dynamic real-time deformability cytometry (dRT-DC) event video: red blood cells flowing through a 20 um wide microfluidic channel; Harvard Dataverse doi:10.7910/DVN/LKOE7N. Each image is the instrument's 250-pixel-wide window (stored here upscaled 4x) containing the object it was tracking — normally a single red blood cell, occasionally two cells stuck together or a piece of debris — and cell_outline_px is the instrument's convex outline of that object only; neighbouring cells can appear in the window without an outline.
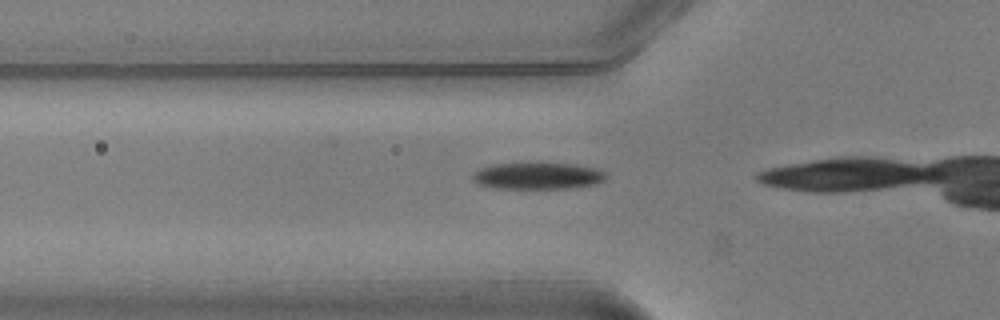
{"species": "common noctule bat (a hibernating species)", "species_latin": "Nyctalus noctula", "temperature_condition": "warm", "stored_images_in_passage": 12, "camera_frame_rate_fps": 3000, "um_per_image_px": 0.085, "animal": {"sex": "male", "body_mass_g": 20.5, "forearm_length_mm": 52.5}, "frame": {"image": 1, "passage_image": 10, "time_ms": 3.0, "image_size_px": [1000, 320], "cell_outline_px": [[608, 176], [604, 180], [596, 184], [568, 188], [496, 188], [480, 184], [472, 180], [472, 176], [480, 168], [496, 164], [576, 164], [596, 168], [604, 172]], "centroid_in_image_um": [45.75, 14.96], "position_along_channel_um": 80.0, "area_um2": 20.35}}